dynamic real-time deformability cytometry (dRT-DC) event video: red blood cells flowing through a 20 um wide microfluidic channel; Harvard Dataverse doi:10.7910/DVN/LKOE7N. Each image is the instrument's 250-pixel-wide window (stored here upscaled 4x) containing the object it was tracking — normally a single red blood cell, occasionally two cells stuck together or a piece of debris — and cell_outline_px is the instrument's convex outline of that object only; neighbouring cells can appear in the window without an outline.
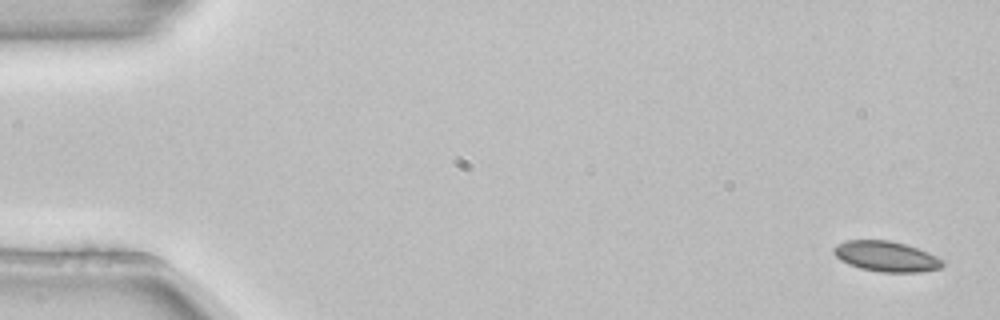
{"species": "common noctule bat (a hibernating species)", "species_latin": "Nyctalus noctula", "temperature_condition": "room temperature", "stored_images_in_passage": 4, "camera_frame_rate_fps": 3000, "um_per_image_px": 0.085, "animal": {"sex": "female", "body_mass_g": 22.7, "forearm_length_mm": 54.2}, "frame": {"image": 1, "passage_image": 1, "time_ms": 0.0, "image_size_px": [1000, 320], "cell_outline_px": [[944, 264], [940, 268], [920, 272], [880, 272], [860, 268], [848, 264], [840, 260], [832, 252], [832, 248], [836, 244], [844, 240], [888, 240], [904, 244], [928, 252], [944, 260]], "centroid_in_image_um": [75.29, 21.79], "position_along_channel_um": 9.7, "area_um2": 19.36}}
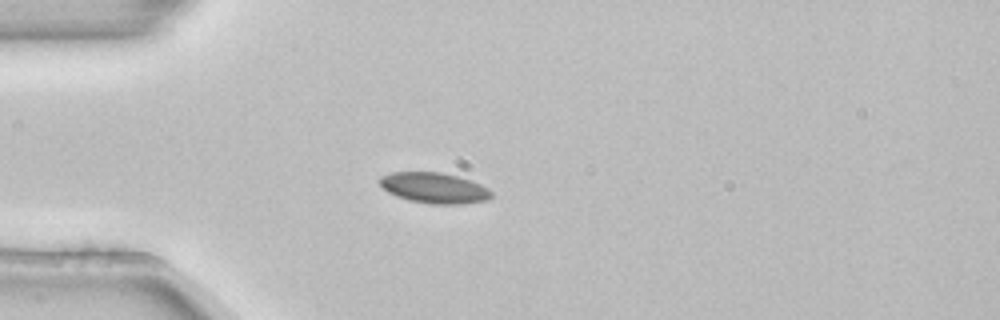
{"frame": {"image": 2, "passage_image": 4, "time_ms": 1.0, "image_size_px": [1000, 320], "cell_outline_px": [[492, 196], [488, 200], [464, 204], [432, 204], [408, 200], [396, 196], [388, 192], [376, 180], [380, 176], [392, 172], [440, 172], [456, 176], [480, 184], [488, 188], [492, 192]], "centroid_in_image_um": [36.89, 15.98], "position_along_channel_um": 48.1, "area_um2": 20.0}}